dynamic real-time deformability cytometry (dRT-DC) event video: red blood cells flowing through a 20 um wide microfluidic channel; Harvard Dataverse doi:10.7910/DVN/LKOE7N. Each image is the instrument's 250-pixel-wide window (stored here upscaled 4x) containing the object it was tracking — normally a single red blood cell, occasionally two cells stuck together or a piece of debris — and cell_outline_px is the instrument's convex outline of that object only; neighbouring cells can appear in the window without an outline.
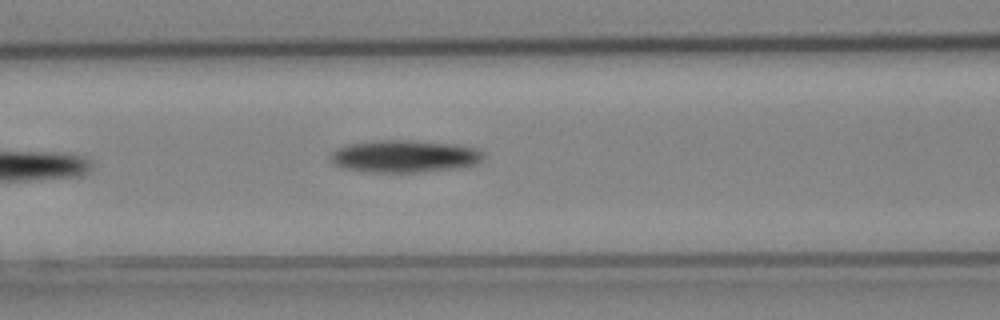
{"species": "Egyptian fruit bat (a non-hibernating species)", "species_latin": "Rousettus aegyptiacus", "temperature_condition": "cold", "stored_images_in_passage": 3, "camera_frame_rate_fps": 3000, "um_per_image_px": 0.085, "animal": {"sex": "female"}, "frame": {"image": 1, "passage_image": 3, "time_ms": 0.667, "image_size_px": [1000, 320], "cell_outline_px": [[480, 160], [476, 164], [456, 168], [416, 172], [364, 172], [340, 168], [332, 164], [328, 156], [336, 148], [348, 144], [376, 140], [412, 140], [456, 144], [472, 148], [480, 152]], "centroid_in_image_um": [34.24, 13.28], "position_along_channel_um": 132.4, "area_um2": 28.84}}